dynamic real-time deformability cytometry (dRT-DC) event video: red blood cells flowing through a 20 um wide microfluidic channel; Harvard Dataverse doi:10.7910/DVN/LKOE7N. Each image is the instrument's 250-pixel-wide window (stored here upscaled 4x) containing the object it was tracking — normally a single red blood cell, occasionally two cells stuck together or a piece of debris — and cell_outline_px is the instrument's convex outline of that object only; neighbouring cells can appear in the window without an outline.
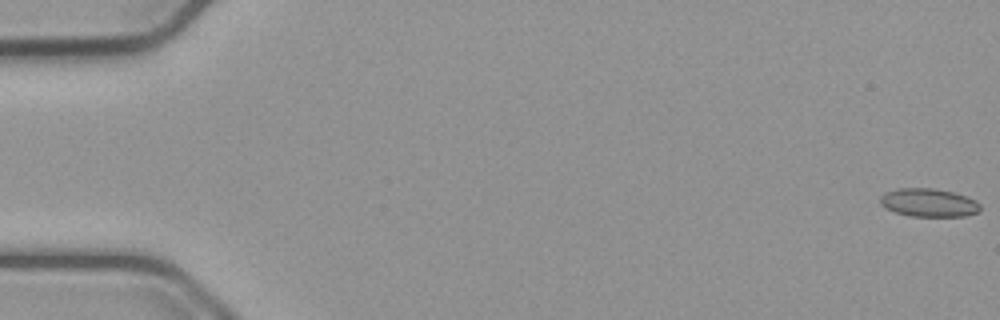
{"species": "common noctule bat (a hibernating species)", "species_latin": "Nyctalus noctula", "temperature_condition": "cold", "stored_images_in_passage": 55, "camera_frame_rate_fps": 3000, "um_per_image_px": 0.085, "animal": {"sex": "male", "body_mass_g": 23.1, "forearm_length_mm": 52.7}, "frame": {"image": 1, "passage_image": 1, "time_ms": 0.0, "image_size_px": [1000, 320], "cell_outline_px": [[980, 208], [976, 212], [964, 216], [908, 216], [896, 212], [880, 204], [880, 196], [896, 188], [932, 188], [952, 192], [976, 200], [980, 204]], "centroid_in_image_um": [78.93, 17.22], "position_along_channel_um": 6.1, "area_um2": 16.24}}
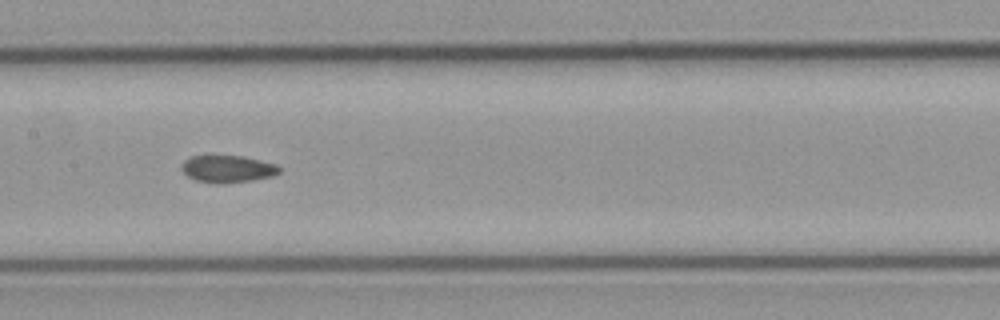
{"frame": {"image": 2, "passage_image": 28, "time_ms": 9.0, "image_size_px": [1000, 320], "cell_outline_px": [[280, 172], [272, 176], [252, 180], [216, 184], [196, 180], [188, 176], [180, 168], [180, 164], [184, 160], [192, 156], [212, 152], [244, 156], [276, 164], [280, 168]], "centroid_in_image_um": [19.28, 14.3], "position_along_channel_um": 188.1, "area_um2": 16.18}}
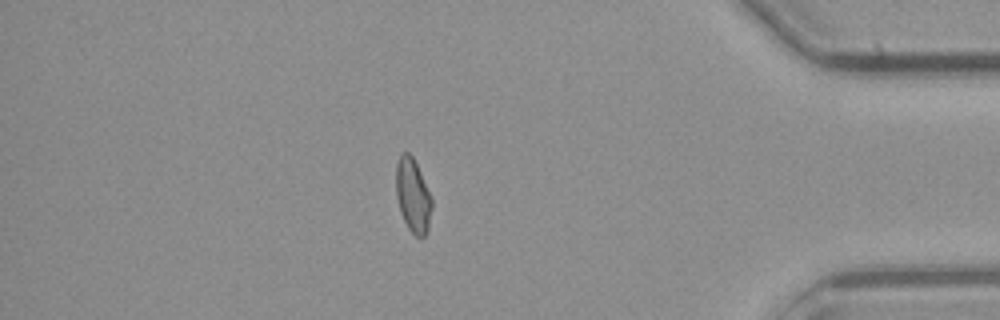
{"frame": {"image": 3, "passage_image": 48, "time_ms": 15.667, "image_size_px": [1000, 320], "cell_outline_px": [[432, 208], [428, 228], [424, 236], [420, 240], [408, 228], [400, 212], [396, 196], [396, 164], [400, 152], [408, 152], [412, 156], [432, 196]], "centroid_in_image_um": [35.09, 16.62], "position_along_channel_um": 400.1, "area_um2": 15.55}, "authors_computed_cell_mechanics": {"area_um2": 15.9528, "velocity_mm_per_s": 3.777, "shape_relaxation_time_tau1_ms": null, "shape_relaxation_time_tau2_ms": 3.4854, "deformation_change_tau1": null, "deformation_change_tau2": 0.0901}}